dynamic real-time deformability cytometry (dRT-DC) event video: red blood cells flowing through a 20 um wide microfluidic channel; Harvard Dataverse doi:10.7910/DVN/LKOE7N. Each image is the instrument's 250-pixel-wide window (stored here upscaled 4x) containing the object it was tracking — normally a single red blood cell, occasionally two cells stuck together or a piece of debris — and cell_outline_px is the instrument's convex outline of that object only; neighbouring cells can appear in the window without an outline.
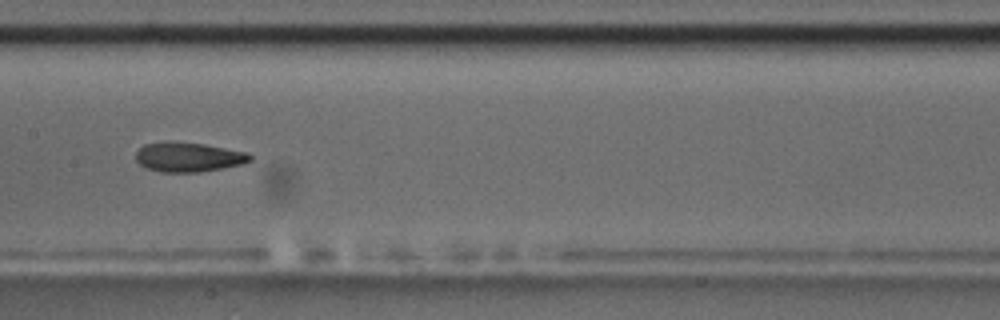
{"species": "common noctule bat (a hibernating species)", "species_latin": "Nyctalus noctula", "temperature_condition": "room temperature", "stored_images_in_passage": 8, "camera_frame_rate_fps": 3000, "um_per_image_px": 0.085, "animal": {"sex": "male", "body_mass_g": 17.5, "forearm_length_mm": 52.3}, "frame": {"image": 1, "passage_image": 8, "time_ms": 8.0, "image_size_px": [1000, 320], "cell_outline_px": [[252, 160], [244, 164], [200, 172], [160, 172], [148, 168], [140, 164], [136, 160], [136, 152], [144, 144], [164, 140], [172, 140], [204, 144], [248, 152], [252, 156]], "centroid_in_image_um": [16.02, 13.33], "position_along_channel_um": 191.4, "area_um2": 20.0}}